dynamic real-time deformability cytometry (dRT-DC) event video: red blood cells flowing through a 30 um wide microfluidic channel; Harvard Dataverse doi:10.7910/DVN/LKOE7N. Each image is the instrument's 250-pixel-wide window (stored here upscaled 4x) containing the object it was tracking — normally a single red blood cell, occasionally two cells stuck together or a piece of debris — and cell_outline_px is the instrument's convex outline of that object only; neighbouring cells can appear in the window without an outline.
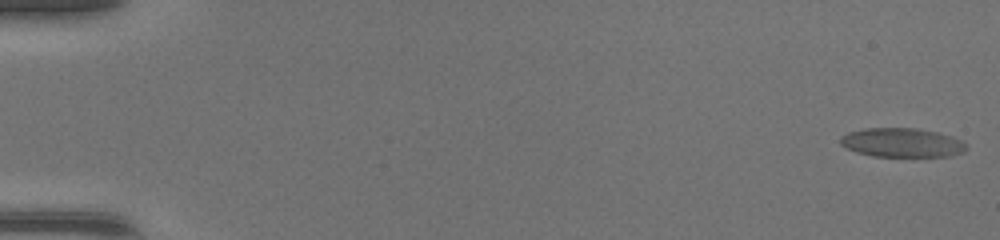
{"species": "common noctule bat (a hibernating species)", "species_latin": "Nyctalus noctula", "temperature_condition": "warm", "stored_images_in_passage": 49, "camera_frame_rate_fps": 3000, "um_per_image_px": 0.085, "animal": {"sex": "female", "body_mass_g": 17.0, "forearm_length_mm": 48.0}, "frame": {"image": 1, "passage_image": 1, "time_ms": 0.0, "image_size_px": [1000, 240], "cell_outline_px": [[968, 148], [964, 152], [948, 156], [872, 156], [856, 152], [840, 144], [840, 136], [848, 132], [864, 128], [916, 128], [936, 132], [952, 136], [968, 144]], "centroid_in_image_um": [76.67, 12.12], "position_along_channel_um": 8.3, "area_um2": 21.39}}
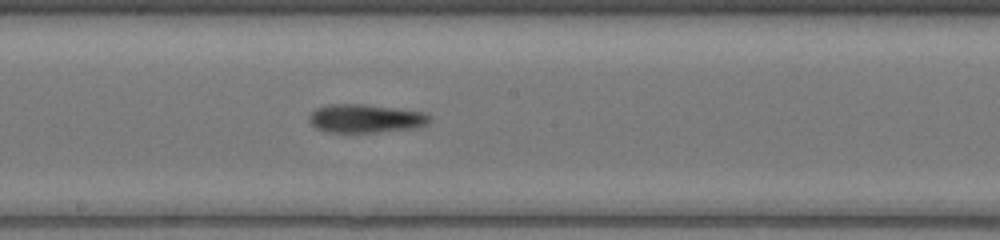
{"frame": {"image": 2, "passage_image": 28, "time_ms": 9.0, "image_size_px": [1000, 240], "cell_outline_px": [[432, 120], [428, 124], [416, 128], [376, 132], [324, 132], [316, 128], [308, 120], [308, 116], [316, 108], [328, 104], [364, 104], [428, 112], [432, 116]], "centroid_in_image_um": [31.12, 10.07], "position_along_channel_um": 217.1, "area_um2": 20.35}}
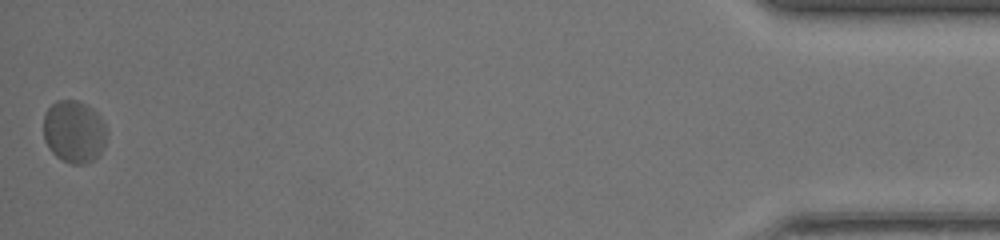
{"frame": {"image": 3, "passage_image": 49, "time_ms": 16.0, "image_size_px": [1000, 240], "cell_outline_px": [[108, 128], [104, 148], [92, 160], [84, 164], [72, 164], [56, 156], [48, 148], [44, 140], [44, 112], [56, 100], [76, 100], [92, 108], [100, 116]], "centroid_in_image_um": [6.3, 11.18], "position_along_channel_um": 428.9, "area_um2": 23.18}, "authors_computed_cell_mechanics": {"area_um2": 20.6924, "velocity_mm_per_s": 4.3166, "shape_relaxation_time_tau1_ms": 8.2728, "shape_relaxation_time_tau2_ms": 1.7672, "deformation_change_tau1": 0.2025, "deformation_change_tau2": 0.0738}}